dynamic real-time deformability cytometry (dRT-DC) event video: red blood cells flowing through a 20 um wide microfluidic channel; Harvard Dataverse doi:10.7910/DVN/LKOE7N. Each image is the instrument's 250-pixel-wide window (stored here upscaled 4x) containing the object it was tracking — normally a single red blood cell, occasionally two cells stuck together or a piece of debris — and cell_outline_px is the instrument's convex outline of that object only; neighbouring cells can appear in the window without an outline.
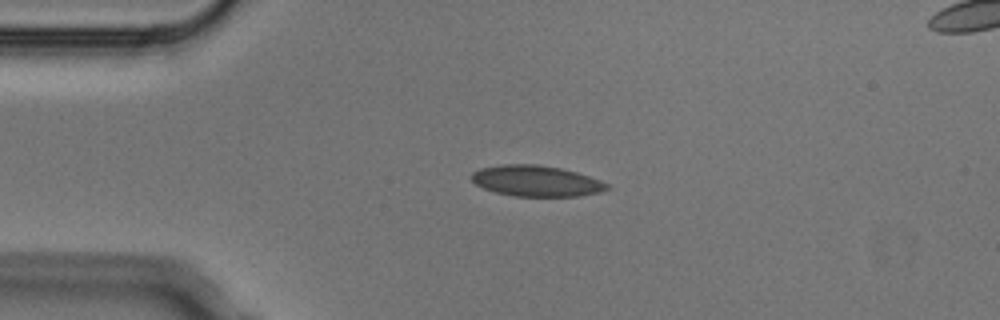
{"species": "Egyptian fruit bat (a non-hibernating species)", "species_latin": "Rousettus aegyptiacus", "temperature_condition": "cold", "stored_images_in_passage": 4, "segment_of_instrument_passage": [1, 2], "camera_frame_rate_fps": 3000, "um_per_image_px": 0.085, "animal": {"sex": "male"}, "frame": {"image": 1, "passage_image": 2, "time_ms": 0.333, "image_size_px": [1000, 320], "cell_outline_px": [[612, 188], [600, 192], [580, 196], [516, 196], [496, 192], [484, 188], [476, 184], [468, 176], [472, 172], [480, 168], [500, 164], [536, 164], [560, 168], [576, 172], [600, 180], [608, 184]], "centroid_in_image_um": [45.57, 15.37], "position_along_channel_um": 39.4, "area_um2": 24.45}}